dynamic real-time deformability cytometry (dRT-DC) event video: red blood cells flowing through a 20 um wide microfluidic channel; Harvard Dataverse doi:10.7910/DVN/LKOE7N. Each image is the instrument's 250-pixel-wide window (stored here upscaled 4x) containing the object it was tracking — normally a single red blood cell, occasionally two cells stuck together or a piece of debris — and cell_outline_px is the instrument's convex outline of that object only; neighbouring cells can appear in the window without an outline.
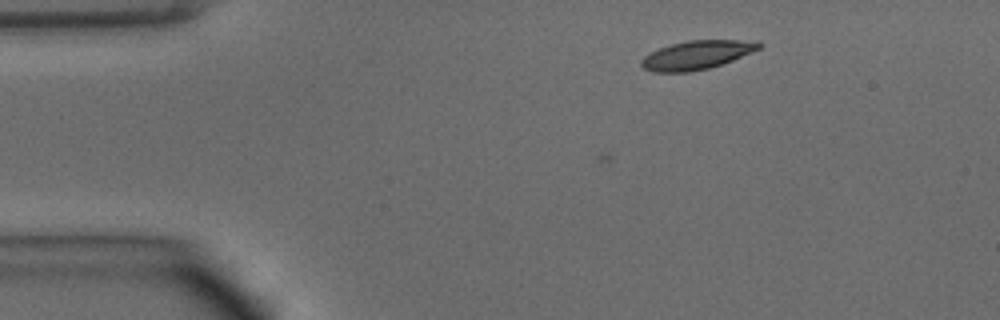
{"species": "common noctule bat (a hibernating species)", "species_latin": "Nyctalus noctula", "temperature_condition": "warm", "stored_images_in_passage": 6, "camera_frame_rate_fps": 3000, "um_per_image_px": 0.085, "animal": {"sex": "male", "body_mass_g": 15.6}, "frame": {"image": 1, "passage_image": 6, "time_ms": 1.667, "image_size_px": [1000, 320], "cell_outline_px": [[764, 44], [760, 48], [752, 52], [732, 60], [708, 68], [688, 72], [652, 72], [644, 68], [640, 64], [640, 60], [648, 52], [672, 44], [688, 40], [760, 40]], "centroid_in_image_um": [59.23, 4.66], "position_along_channel_um": 25.8, "area_um2": 19.77}}